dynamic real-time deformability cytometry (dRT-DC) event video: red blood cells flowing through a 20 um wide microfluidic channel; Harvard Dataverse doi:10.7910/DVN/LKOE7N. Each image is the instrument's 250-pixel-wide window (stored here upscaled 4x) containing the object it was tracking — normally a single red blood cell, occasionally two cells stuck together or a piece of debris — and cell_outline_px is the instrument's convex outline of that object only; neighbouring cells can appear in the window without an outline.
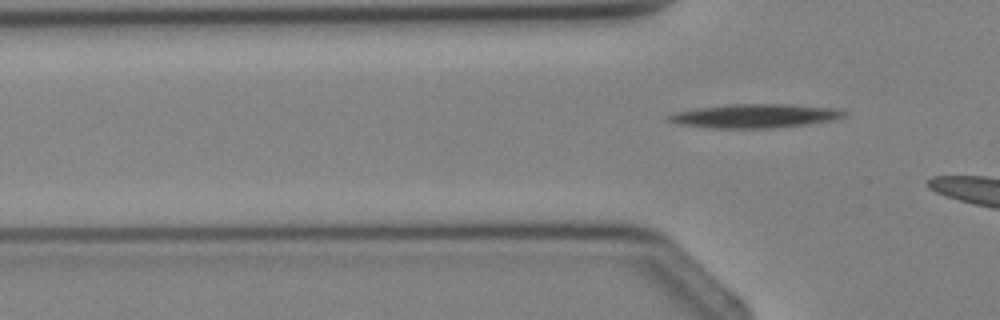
{"species": "Egyptian fruit bat (a non-hibernating species)", "species_latin": "Rousettus aegyptiacus", "temperature_condition": "cold", "stored_images_in_passage": 2, "camera_frame_rate_fps": 3000, "um_per_image_px": 0.085, "animal": {"sex": "female"}, "frame": {"image": 1, "passage_image": 2, "time_ms": 1.333, "image_size_px": [1000, 320], "cell_outline_px": [[848, 116], [832, 120], [808, 124], [776, 128], [712, 128], [676, 124], [668, 120], [664, 116], [672, 112], [696, 108], [728, 104], [788, 104], [836, 108], [848, 112]], "centroid_in_image_um": [64.15, 9.85], "position_along_channel_um": 61.7, "area_um2": 24.8}}